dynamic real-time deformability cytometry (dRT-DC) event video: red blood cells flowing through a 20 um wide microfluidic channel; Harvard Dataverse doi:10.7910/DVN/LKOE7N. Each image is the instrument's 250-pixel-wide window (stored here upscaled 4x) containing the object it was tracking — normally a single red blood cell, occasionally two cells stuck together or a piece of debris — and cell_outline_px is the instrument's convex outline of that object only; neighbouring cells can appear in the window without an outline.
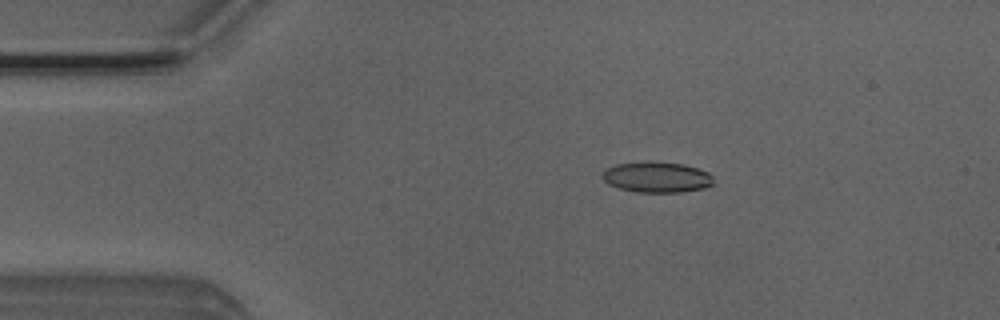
{"species": "Egyptian fruit bat (a non-hibernating species)", "species_latin": "Rousettus aegyptiacus", "temperature_condition": "room temperature", "stored_images_in_passage": 50, "camera_frame_rate_fps": 3000, "um_per_image_px": 0.085, "animal": {"sex": "male"}, "frame": {"image": 1, "passage_image": 8, "time_ms": 2.333, "image_size_px": [1000, 320], "cell_outline_px": [[712, 184], [704, 188], [680, 192], [636, 192], [620, 188], [608, 184], [604, 180], [604, 172], [608, 168], [616, 164], [644, 160], [648, 160], [684, 164], [708, 172], [712, 176]], "centroid_in_image_um": [55.83, 15.04], "position_along_channel_um": 29.2, "area_um2": 19.88}}
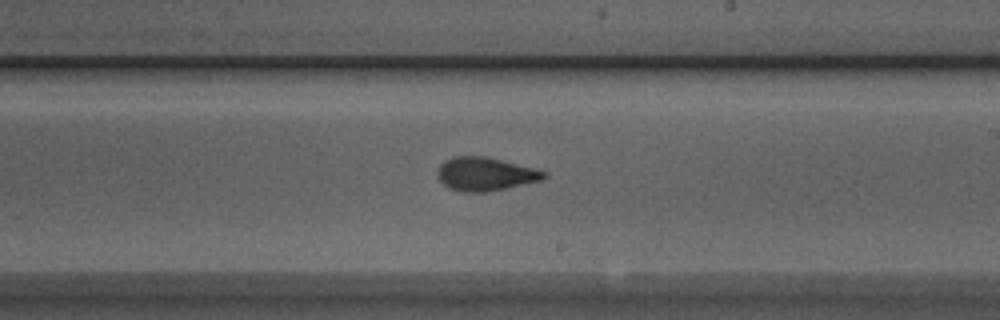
{"frame": {"image": 2, "passage_image": 28, "time_ms": 9.0, "image_size_px": [1000, 320], "cell_outline_px": [[548, 176], [540, 180], [504, 188], [484, 192], [464, 192], [448, 188], [436, 176], [436, 172], [440, 164], [444, 160], [452, 156], [484, 156], [548, 172]], "centroid_in_image_um": [41.18, 14.78], "position_along_channel_um": 247.8, "area_um2": 20.52}}
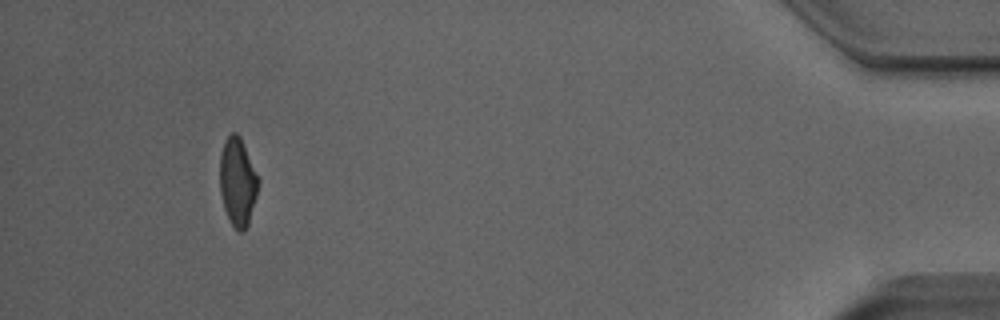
{"frame": {"image": 3, "passage_image": 46, "time_ms": 15.0, "image_size_px": [1000, 320], "cell_outline_px": [[260, 180], [256, 196], [248, 224], [244, 232], [240, 232], [228, 220], [224, 208], [220, 192], [220, 156], [224, 140], [232, 132], [236, 132], [240, 136], [244, 144]], "centroid_in_image_um": [20.19, 15.44], "position_along_channel_um": 415.0, "area_um2": 19.83}, "authors_computed_cell_mechanics": {"area_um2": 20.1433, "velocity_mm_per_s": 4.0272, "shape_relaxation_time_tau1_ms": 6.2048, "shape_relaxation_time_tau2_ms": 1.7695, "deformation_change_tau1": 0.19, "deformation_change_tau2": 0.0908}}